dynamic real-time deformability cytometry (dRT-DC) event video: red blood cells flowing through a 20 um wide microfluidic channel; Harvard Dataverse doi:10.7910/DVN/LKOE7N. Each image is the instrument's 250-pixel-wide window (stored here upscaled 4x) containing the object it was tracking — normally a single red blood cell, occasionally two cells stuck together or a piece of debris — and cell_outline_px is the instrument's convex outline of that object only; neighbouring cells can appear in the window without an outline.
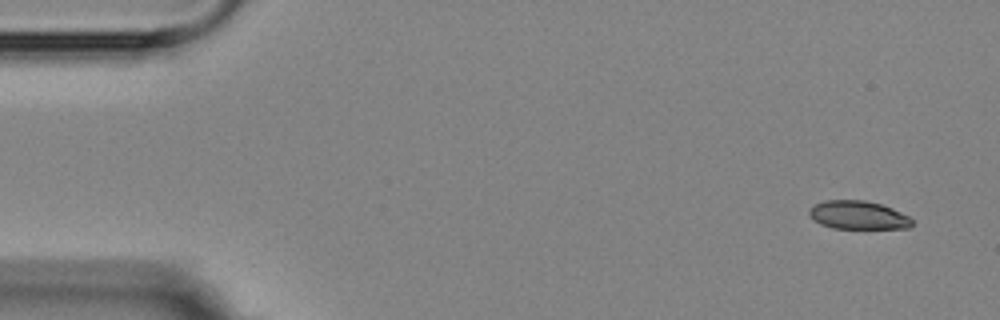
{"species": "Egyptian fruit bat (a non-hibernating species)", "species_latin": "Rousettus aegyptiacus", "temperature_condition": "room temperature", "stored_images_in_passage": 5, "camera_frame_rate_fps": 3000, "um_per_image_px": 0.085, "animal": {"sex": "female"}, "frame": {"image": 1, "passage_image": 1, "time_ms": 0.0, "image_size_px": [1000, 320], "cell_outline_px": [[912, 224], [908, 228], [832, 228], [820, 224], [812, 220], [808, 212], [816, 204], [824, 200], [864, 200], [880, 204], [892, 208], [908, 216], [912, 220]], "centroid_in_image_um": [72.92, 18.28], "position_along_channel_um": 12.1, "area_um2": 16.88}}
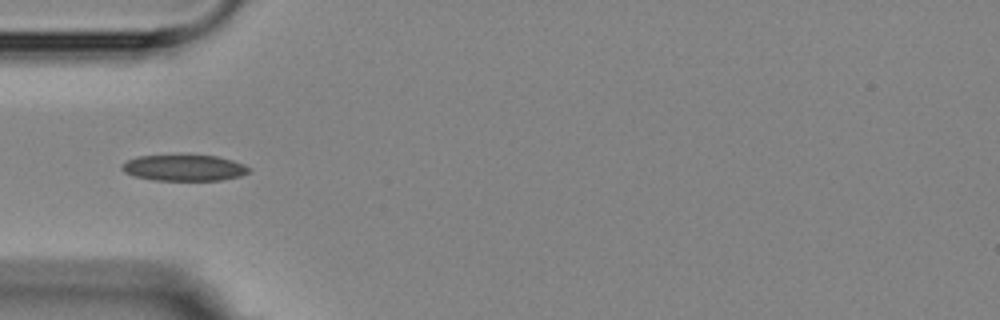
{"frame": {"image": 2, "passage_image": 5, "time_ms": 4.667, "image_size_px": [1000, 320], "cell_outline_px": [[248, 172], [240, 176], [220, 180], [152, 180], [132, 176], [124, 172], [120, 168], [120, 164], [136, 156], [216, 156], [232, 160], [244, 164], [248, 168]], "centroid_in_image_um": [15.58, 14.28], "position_along_channel_um": 69.4, "area_um2": 19.13}}